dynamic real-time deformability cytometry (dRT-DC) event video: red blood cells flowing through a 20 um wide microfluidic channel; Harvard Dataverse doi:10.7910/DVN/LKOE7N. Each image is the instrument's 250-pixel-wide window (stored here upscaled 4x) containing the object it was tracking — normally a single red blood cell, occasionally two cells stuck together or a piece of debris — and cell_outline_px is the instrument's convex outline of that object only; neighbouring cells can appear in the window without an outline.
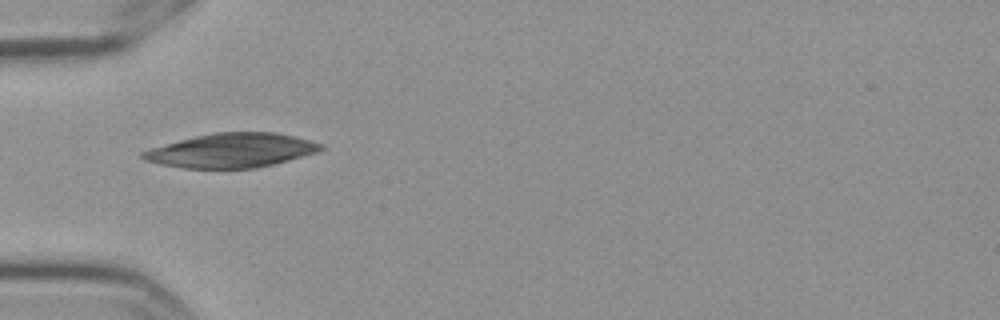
{"species": "Egyptian fruit bat (a non-hibernating species)", "species_latin": "Rousettus aegyptiacus", "temperature_condition": "cold", "stored_images_in_passage": 3, "camera_frame_rate_fps": 3000, "um_per_image_px": 0.085, "frame": {"image": 1, "passage_image": 2, "time_ms": 0.333, "image_size_px": [1000, 320], "cell_outline_px": [[324, 148], [316, 152], [288, 160], [256, 168], [184, 168], [160, 164], [144, 160], [140, 156], [140, 152], [148, 148], [212, 132], [276, 132], [296, 136], [324, 144]], "centroid_in_image_um": [19.66, 12.78], "position_along_channel_um": 65.3, "area_um2": 35.49}}
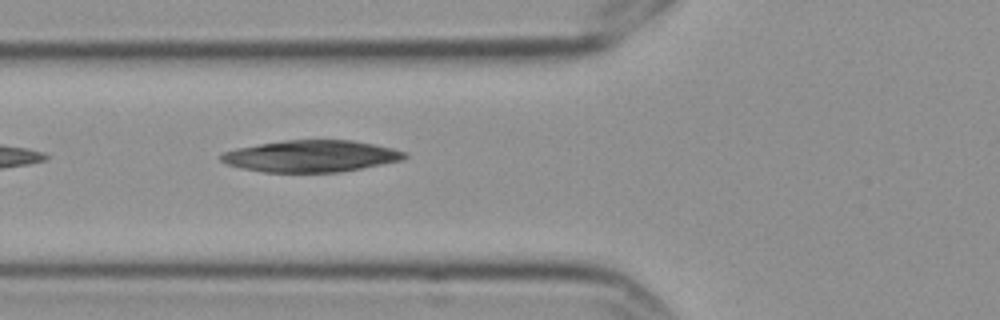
{"frame": {"image": 2, "passage_image": 3, "time_ms": 0.667, "image_size_px": [1000, 320], "cell_outline_px": [[408, 156], [404, 160], [340, 172], [264, 172], [244, 168], [228, 164], [220, 160], [220, 156], [224, 152], [236, 148], [284, 140], [352, 140], [376, 144], [408, 152]], "centroid_in_image_um": [26.5, 13.26], "position_along_channel_um": 99.3, "area_um2": 33.87}}